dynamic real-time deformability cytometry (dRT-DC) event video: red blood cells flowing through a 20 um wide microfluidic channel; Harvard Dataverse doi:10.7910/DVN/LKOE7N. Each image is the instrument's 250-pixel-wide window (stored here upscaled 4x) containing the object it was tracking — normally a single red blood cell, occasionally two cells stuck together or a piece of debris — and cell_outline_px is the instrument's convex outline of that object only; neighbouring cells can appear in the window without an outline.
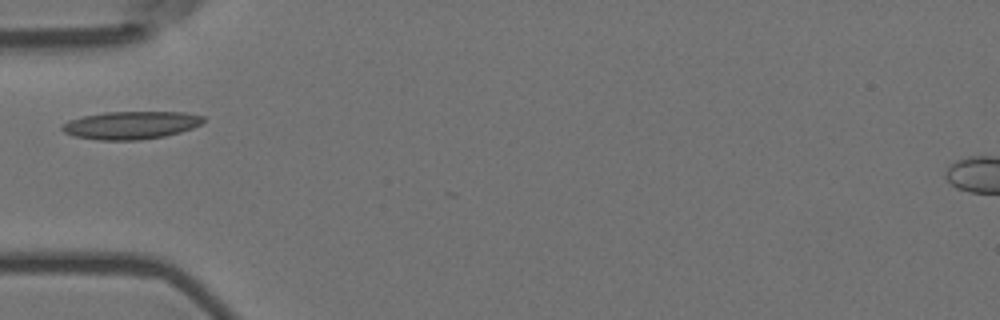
{"species": "Egyptian fruit bat (a non-hibernating species)", "species_latin": "Rousettus aegyptiacus", "temperature_condition": "room temperature", "stored_images_in_passage": 4, "camera_frame_rate_fps": 3000, "um_per_image_px": 0.085, "animal": {"sex": "female"}, "frame": {"image": 1, "passage_image": 3, "time_ms": 0.667, "image_size_px": [1000, 320], "cell_outline_px": [[204, 120], [200, 124], [192, 128], [180, 132], [164, 136], [140, 140], [100, 140], [76, 136], [64, 132], [60, 128], [60, 124], [68, 120], [84, 116], [104, 112], [184, 112], [204, 116]], "centroid_in_image_um": [11.11, 10.63], "position_along_channel_um": 73.9, "area_um2": 22.89}}